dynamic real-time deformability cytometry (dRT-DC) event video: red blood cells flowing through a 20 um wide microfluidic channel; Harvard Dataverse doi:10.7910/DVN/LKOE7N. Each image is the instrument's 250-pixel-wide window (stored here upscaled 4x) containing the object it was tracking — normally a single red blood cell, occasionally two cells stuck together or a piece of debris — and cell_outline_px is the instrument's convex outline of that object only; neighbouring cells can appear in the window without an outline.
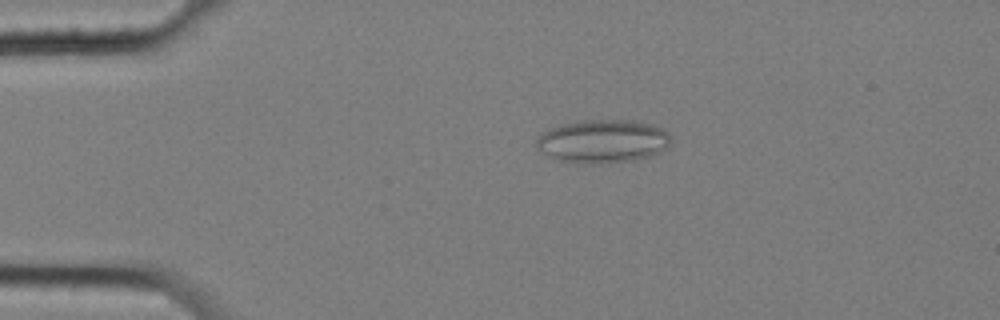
{"species": "common noctule bat (a hibernating species)", "species_latin": "Nyctalus noctula", "temperature_condition": "cold", "stored_images_in_passage": 58, "camera_frame_rate_fps": 3000, "um_per_image_px": 0.085, "animal": {"sex": "female", "body_mass_g": 25.1}, "frame": {"image": 1, "passage_image": 12, "time_ms": 3.667, "image_size_px": [1000, 320], "cell_outline_px": [[672, 136], [668, 144], [660, 152], [648, 156], [632, 160], [604, 164], [576, 164], [556, 160], [548, 156], [536, 148], [536, 136], [548, 128], [560, 124], [576, 120], [636, 120], [652, 124], [668, 132]], "centroid_in_image_um": [51.16, 12.0], "position_along_channel_um": 33.8, "area_um2": 34.62}}
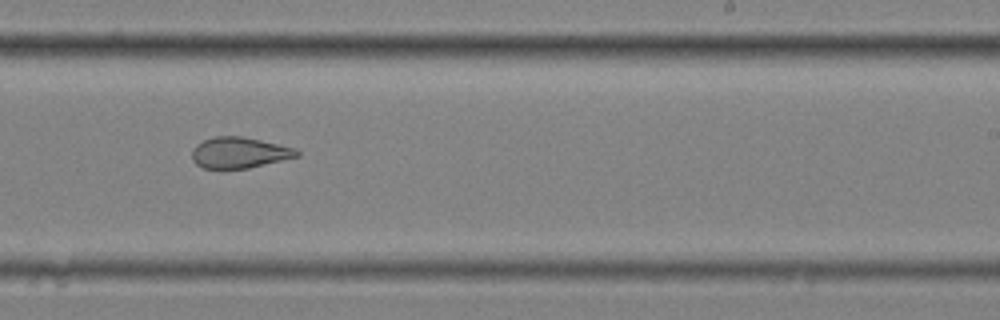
{"frame": {"image": 2, "passage_image": 36, "time_ms": 11.667, "image_size_px": [1000, 320], "cell_outline_px": [[300, 156], [248, 168], [204, 168], [196, 164], [192, 160], [192, 148], [196, 144], [204, 140], [216, 136], [244, 136], [296, 148], [300, 152]], "centroid_in_image_um": [20.35, 12.96], "position_along_channel_um": 268.7, "area_um2": 18.96}}
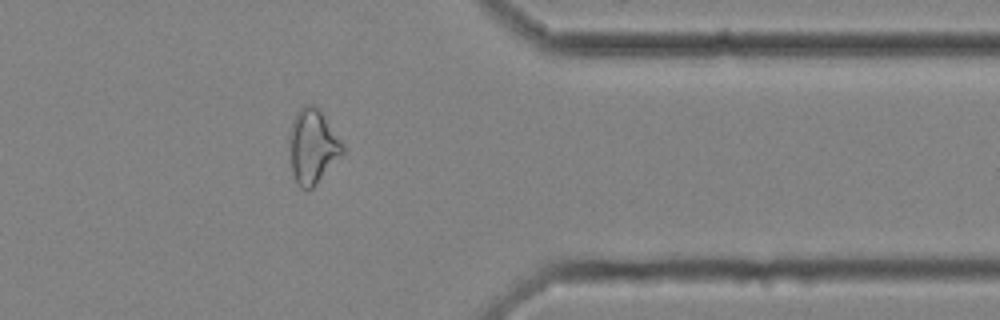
{"frame": {"image": 3, "passage_image": 47, "time_ms": 15.333, "image_size_px": [1000, 320], "cell_outline_px": [[344, 152], [316, 184], [312, 188], [300, 188], [292, 172], [288, 148], [288, 132], [292, 120], [296, 112], [300, 108], [308, 104], [312, 104], [320, 108], [344, 144]], "centroid_in_image_um": [26.55, 12.39], "position_along_channel_um": 384.8, "area_um2": 23.41}, "authors_computed_cell_mechanics": {"area_um2": 24.1893, "velocity_mm_per_s": 3.4836, "shape_relaxation_time_tau1_ms": null, "shape_relaxation_time_tau2_ms": 2.6431, "deformation_change_tau1": null, "deformation_change_tau2": 0.0916}}